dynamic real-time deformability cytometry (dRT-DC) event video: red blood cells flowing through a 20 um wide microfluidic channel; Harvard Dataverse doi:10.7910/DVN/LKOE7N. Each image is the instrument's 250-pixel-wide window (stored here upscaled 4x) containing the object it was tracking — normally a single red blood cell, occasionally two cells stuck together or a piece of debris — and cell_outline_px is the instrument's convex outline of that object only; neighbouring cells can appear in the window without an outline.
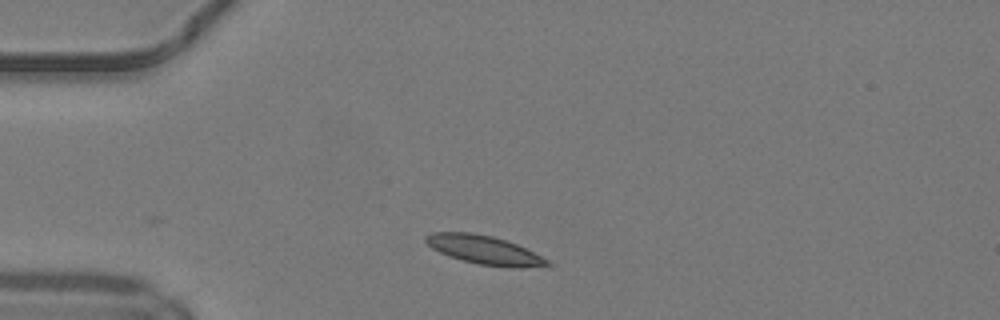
{"species": "common noctule bat (a hibernating species)", "species_latin": "Nyctalus noctula", "temperature_condition": "warm", "stored_images_in_passage": 31, "camera_frame_rate_fps": 3000, "um_per_image_px": 0.085, "animal": {"sex": "male", "body_mass_g": 19.2, "forearm_length_mm": 51.8}, "frame": {"image": 1, "passage_image": 1, "time_ms": 0.0, "image_size_px": [1000, 320], "cell_outline_px": [[552, 264], [548, 268], [508, 268], [480, 264], [448, 256], [432, 248], [424, 240], [424, 236], [432, 232], [472, 232], [492, 236], [516, 244], [548, 260]], "centroid_in_image_um": [41.21, 21.26], "position_along_channel_um": 43.8, "area_um2": 20.46}}
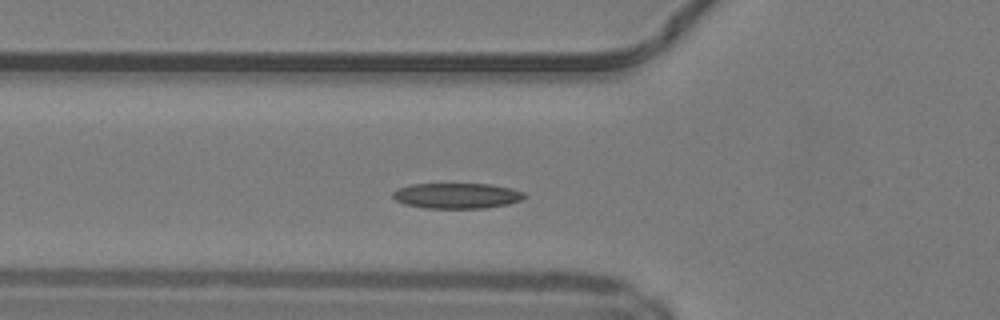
{"frame": {"image": 2, "passage_image": 6, "time_ms": 1.667, "image_size_px": [1000, 320], "cell_outline_px": [[528, 196], [524, 200], [508, 204], [484, 208], [424, 208], [404, 204], [396, 200], [392, 196], [392, 192], [396, 188], [408, 184], [492, 184], [512, 188], [524, 192]], "centroid_in_image_um": [38.85, 16.63], "position_along_channel_um": 87.0, "area_um2": 19.88}}
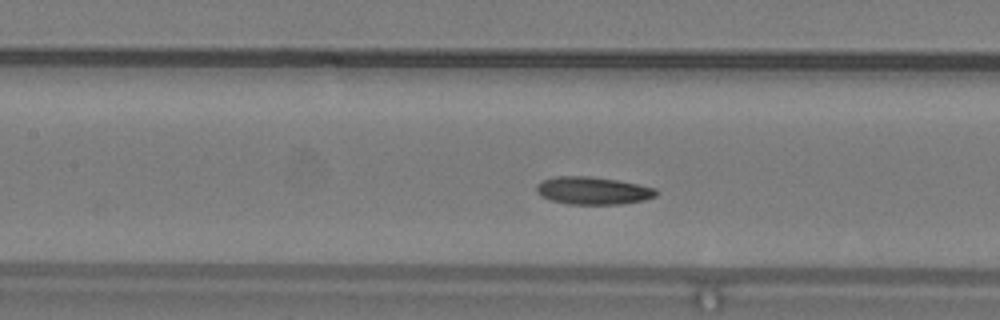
{"frame": {"image": 3, "passage_image": 11, "time_ms": 3.333, "image_size_px": [1000, 320], "cell_outline_px": [[660, 192], [656, 196], [644, 200], [624, 204], [568, 204], [552, 200], [540, 196], [536, 188], [536, 184], [544, 180], [556, 176], [592, 176], [616, 180], [656, 188]], "centroid_in_image_um": [50.42, 16.2], "position_along_channel_um": 157.0, "area_um2": 19.31}, "authors_computed_cell_mechanics": {"area_um2": 18.9584, "velocity_mm_per_s": 4.1434, "shape_relaxation_time_tau1_ms": 6.0957, "shape_relaxation_time_tau2_ms": 3.1865, "deformation_change_tau1": 0.1521, "deformation_change_tau2": 0.075}}